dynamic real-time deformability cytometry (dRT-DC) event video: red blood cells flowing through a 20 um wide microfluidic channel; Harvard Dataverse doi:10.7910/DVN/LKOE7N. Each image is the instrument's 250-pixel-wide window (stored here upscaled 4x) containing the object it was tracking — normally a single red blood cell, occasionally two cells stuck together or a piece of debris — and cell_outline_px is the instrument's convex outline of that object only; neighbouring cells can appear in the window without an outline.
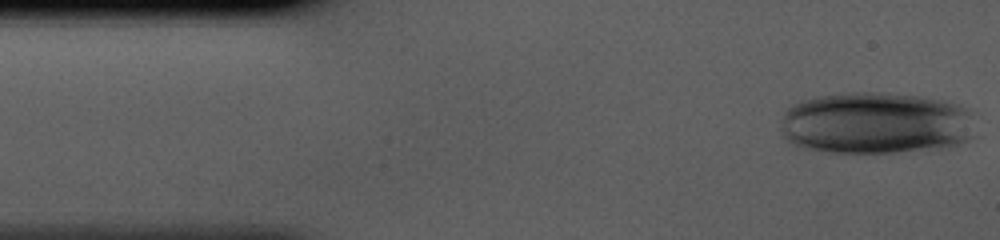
{"species": "human", "species_latin": "Homo sapiens", "temperature_condition": "cold", "stored_images_in_passage": 41, "camera_frame_rate_fps": 3000, "um_per_image_px": 0.085, "donor": {"sex": "male"}, "frame": {"image": 1, "passage_image": 1, "time_ms": 0.0, "image_size_px": [1000, 240], "cell_outline_px": [[976, 136], [968, 140], [956, 144], [940, 148], [896, 152], [828, 152], [796, 148], [788, 144], [780, 132], [780, 120], [784, 112], [792, 104], [800, 100], [816, 96], [836, 92], [888, 92], [924, 96], [960, 104], [968, 112]], "centroid_in_image_um": [74.35, 10.45], "position_along_channel_um": 10.7, "area_um2": 71.79}}
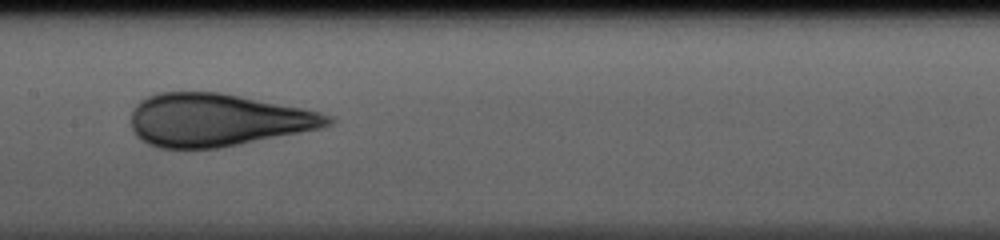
{"frame": {"image": 2, "passage_image": 19, "time_ms": 6.0, "image_size_px": [1000, 240], "cell_outline_px": [[336, 120], [332, 124], [324, 128], [220, 148], [160, 148], [148, 144], [140, 140], [136, 136], [132, 128], [132, 108], [140, 100], [156, 92], [220, 92], [320, 112], [332, 116]], "centroid_in_image_um": [18.47, 10.2], "position_along_channel_um": 188.9, "area_um2": 60.69}}
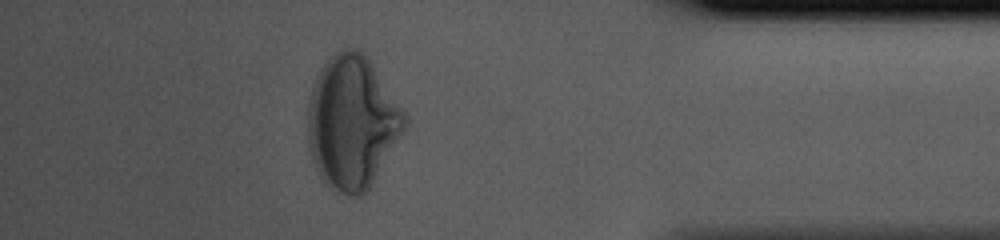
{"frame": {"image": 3, "passage_image": 36, "time_ms": 11.667, "image_size_px": [1000, 240], "cell_outline_px": [[408, 124], [404, 132], [368, 192], [364, 196], [352, 196], [340, 192], [328, 184], [316, 172], [312, 160], [308, 144], [308, 104], [312, 88], [316, 76], [320, 68], [328, 56], [332, 52], [348, 44], [360, 48], [368, 56], [404, 108], [408, 116]], "centroid_in_image_um": [29.96, 10.33], "position_along_channel_um": 405.2, "area_um2": 76.7}}